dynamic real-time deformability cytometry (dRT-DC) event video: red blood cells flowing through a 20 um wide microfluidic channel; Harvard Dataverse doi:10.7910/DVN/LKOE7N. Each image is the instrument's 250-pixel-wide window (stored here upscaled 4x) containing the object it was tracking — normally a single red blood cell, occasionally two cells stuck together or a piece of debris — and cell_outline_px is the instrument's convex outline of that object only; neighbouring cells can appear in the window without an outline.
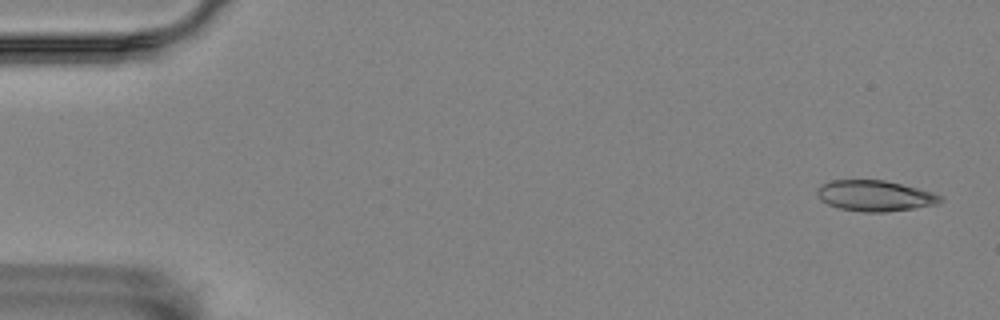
{"species": "Egyptian fruit bat (a non-hibernating species)", "species_latin": "Rousettus aegyptiacus", "temperature_condition": "room temperature", "stored_images_in_passage": 8, "camera_frame_rate_fps": 3000, "um_per_image_px": 0.085, "animal": {"sex": "female"}, "frame": {"image": 1, "passage_image": 1, "time_ms": 0.0, "image_size_px": [1000, 320], "cell_outline_px": [[944, 200], [936, 204], [912, 208], [884, 212], [864, 212], [840, 208], [828, 204], [820, 200], [816, 196], [816, 188], [832, 180], [884, 180], [932, 192], [944, 196]], "centroid_in_image_um": [74.35, 16.64], "position_along_channel_um": 10.7, "area_um2": 21.96}}